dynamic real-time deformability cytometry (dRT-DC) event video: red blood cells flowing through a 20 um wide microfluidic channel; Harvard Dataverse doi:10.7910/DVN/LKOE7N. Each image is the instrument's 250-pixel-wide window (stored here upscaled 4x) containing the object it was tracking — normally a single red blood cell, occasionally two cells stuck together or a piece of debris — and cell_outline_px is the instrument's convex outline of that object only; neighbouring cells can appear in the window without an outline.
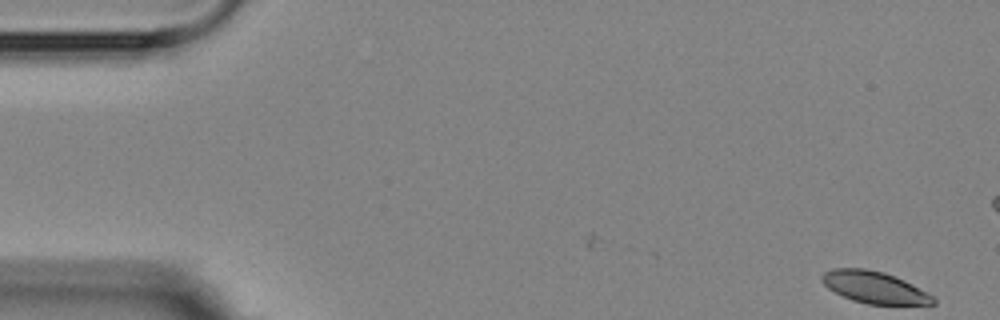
{"species": "Egyptian fruit bat (a non-hibernating species)", "species_latin": "Rousettus aegyptiacus", "temperature_condition": "room temperature", "stored_images_in_passage": 6, "camera_frame_rate_fps": 3000, "um_per_image_px": 0.085, "animal": {"sex": "female"}, "frame": {"image": 1, "passage_image": 1, "time_ms": 0.0, "image_size_px": [1000, 320], "cell_outline_px": [[936, 304], [868, 304], [852, 300], [828, 288], [820, 280], [820, 276], [824, 272], [832, 268], [864, 268], [884, 272], [904, 280], [912, 284], [932, 296], [936, 300]], "centroid_in_image_um": [74.29, 24.41], "position_along_channel_um": 10.7, "area_um2": 20.46}}
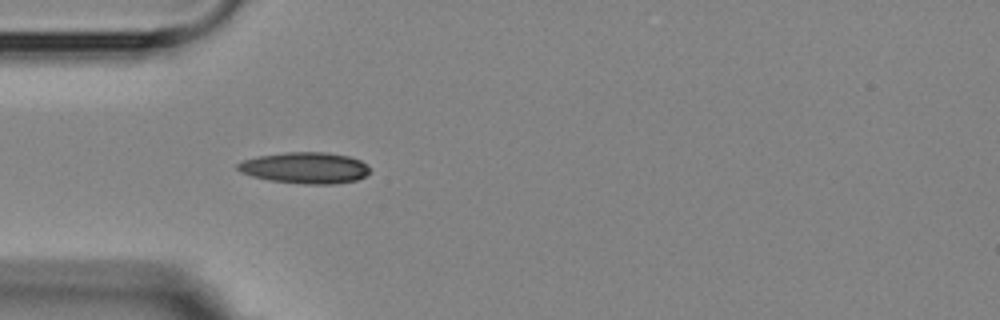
{"frame": {"image": 2, "passage_image": 6, "time_ms": 7.0, "image_size_px": [1000, 320], "cell_outline_px": [[372, 172], [356, 180], [332, 184], [304, 184], [268, 180], [252, 176], [240, 172], [236, 168], [236, 164], [244, 160], [256, 156], [284, 152], [324, 152], [348, 156], [360, 160]], "centroid_in_image_um": [25.89, 14.26], "position_along_channel_um": 59.1, "area_um2": 24.1}}